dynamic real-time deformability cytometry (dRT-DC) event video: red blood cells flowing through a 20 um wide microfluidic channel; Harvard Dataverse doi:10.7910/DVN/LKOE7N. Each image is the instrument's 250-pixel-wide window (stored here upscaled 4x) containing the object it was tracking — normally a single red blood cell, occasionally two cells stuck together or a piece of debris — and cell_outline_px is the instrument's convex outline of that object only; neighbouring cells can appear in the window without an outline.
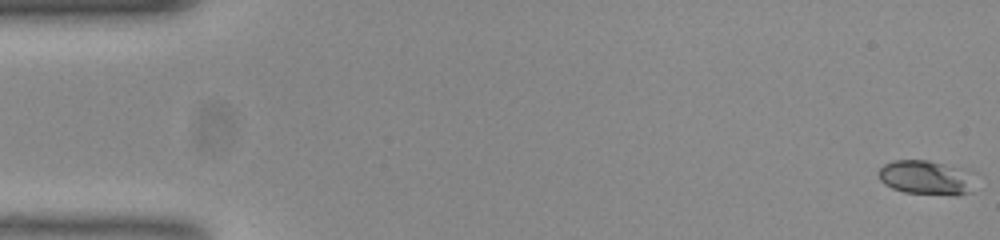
{"species": "common noctule bat (a hibernating species)", "species_latin": "Nyctalus noctula", "temperature_condition": "room temperature", "stored_images_in_passage": 55, "camera_frame_rate_fps": 3000, "um_per_image_px": 0.085, "animal": {"sex": "female", "body_mass_g": 23.0, "forearm_length_mm": 53.4}, "frame": {"image": 1, "passage_image": 1, "time_ms": 0.0, "image_size_px": [1000, 240], "cell_outline_px": [[972, 192], [956, 196], [952, 196], [904, 192], [892, 188], [884, 184], [880, 180], [876, 172], [884, 164], [892, 160], [928, 160], [964, 168]], "centroid_in_image_um": [78.61, 15.1], "position_along_channel_um": 6.4, "area_um2": 19.19}}
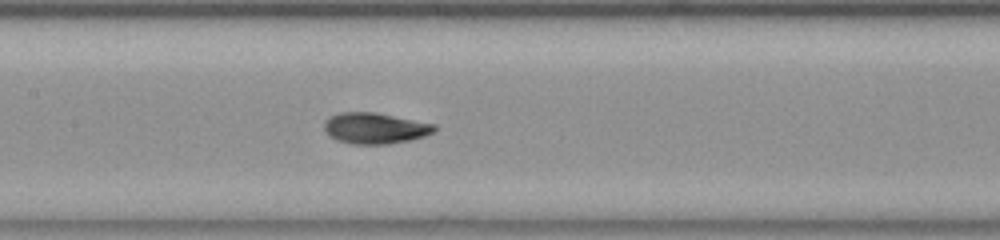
{"frame": {"image": 2, "passage_image": 26, "time_ms": 8.333, "image_size_px": [1000, 240], "cell_outline_px": [[436, 132], [424, 136], [408, 140], [388, 144], [352, 144], [336, 140], [328, 136], [324, 128], [324, 124], [328, 116], [340, 112], [376, 112], [436, 124]], "centroid_in_image_um": [31.86, 10.89], "position_along_channel_um": 175.5, "area_um2": 20.11}}
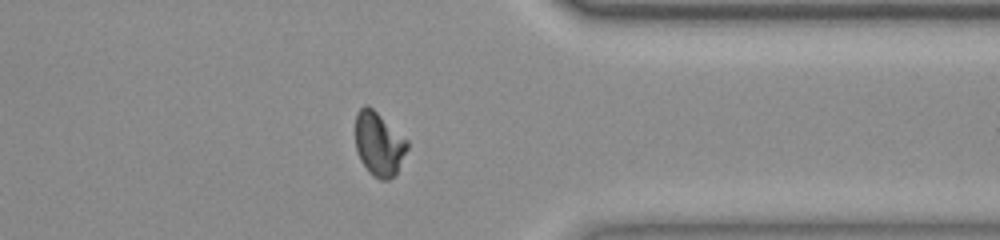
{"frame": {"image": 3, "passage_image": 43, "time_ms": 14.0, "image_size_px": [1000, 240], "cell_outline_px": [[408, 148], [396, 172], [388, 180], [380, 180], [372, 176], [368, 172], [360, 160], [356, 148], [356, 112], [364, 104], [368, 104], [408, 140]], "centroid_in_image_um": [32.19, 12.22], "position_along_channel_um": 379.2, "area_um2": 19.31}, "authors_computed_cell_mechanics": {"area_um2": 19.074, "velocity_mm_per_s": 3.7707, "shape_relaxation_time_tau1_ms": 4.2728, "shape_relaxation_time_tau2_ms": 0.9412, "deformation_change_tau1": 0.1788, "deformation_change_tau2": 0.051}}